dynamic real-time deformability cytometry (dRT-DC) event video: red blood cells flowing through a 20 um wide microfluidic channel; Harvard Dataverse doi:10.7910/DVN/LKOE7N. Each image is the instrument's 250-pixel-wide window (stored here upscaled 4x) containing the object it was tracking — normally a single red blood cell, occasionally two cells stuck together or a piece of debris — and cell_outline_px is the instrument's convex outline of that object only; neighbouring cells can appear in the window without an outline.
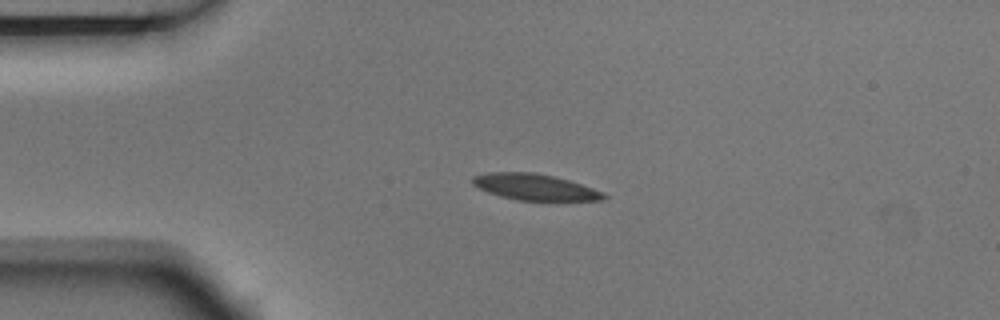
{"species": "Egyptian fruit bat (a non-hibernating species)", "species_latin": "Rousettus aegyptiacus", "temperature_condition": "room temperature", "stored_images_in_passage": 4, "camera_frame_rate_fps": 3000, "um_per_image_px": 0.085, "animal": {"sex": "male"}, "frame": {"image": 1, "passage_image": 3, "time_ms": 0.667, "image_size_px": [1000, 320], "cell_outline_px": [[608, 196], [604, 200], [516, 200], [500, 196], [488, 192], [472, 184], [472, 176], [488, 172], [536, 172], [568, 180], [604, 192]], "centroid_in_image_um": [45.44, 15.89], "position_along_channel_um": 39.6, "area_um2": 19.88}}